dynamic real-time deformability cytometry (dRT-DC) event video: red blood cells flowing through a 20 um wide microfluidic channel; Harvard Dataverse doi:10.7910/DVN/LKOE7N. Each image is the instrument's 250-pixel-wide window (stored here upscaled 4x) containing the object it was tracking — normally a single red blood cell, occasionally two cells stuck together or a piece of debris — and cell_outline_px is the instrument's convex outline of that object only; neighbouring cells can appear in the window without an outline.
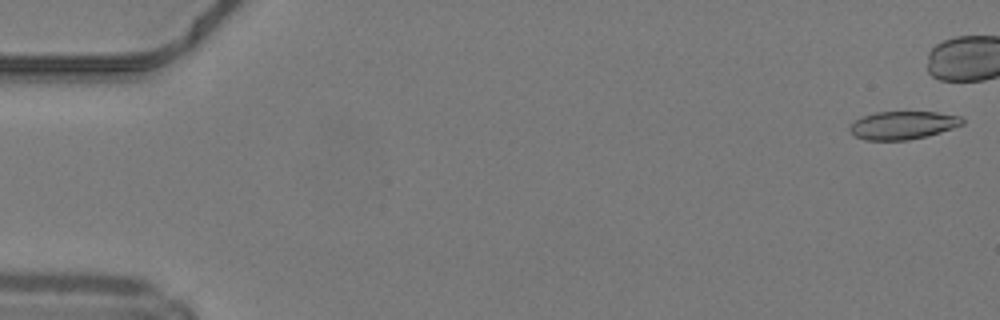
{"species": "common noctule bat (a hibernating species)", "species_latin": "Nyctalus noctula", "temperature_condition": "warm", "stored_images_in_passage": 39, "camera_frame_rate_fps": 3000, "um_per_image_px": 0.085, "animal": {"sex": "male", "body_mass_g": 19.2, "forearm_length_mm": 51.8}, "frame": {"image": 1, "passage_image": 1, "time_ms": 0.0, "image_size_px": [1000, 320], "cell_outline_px": [[964, 124], [940, 132], [908, 140], [864, 140], [856, 136], [848, 128], [848, 124], [864, 116], [876, 112], [936, 112], [960, 116], [964, 120]], "centroid_in_image_um": [76.73, 10.64], "position_along_channel_um": 8.3, "area_um2": 18.26}}
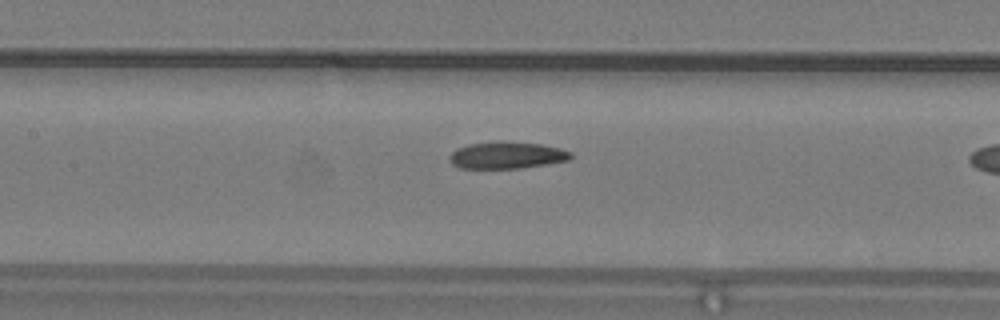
{"frame": {"image": 2, "passage_image": 23, "time_ms": 7.333, "image_size_px": [1000, 320], "cell_outline_px": [[572, 156], [568, 160], [548, 164], [520, 168], [460, 168], [452, 164], [452, 152], [456, 148], [468, 144], [500, 140], [504, 140], [540, 144], [560, 148], [572, 152]], "centroid_in_image_um": [43.11, 13.18], "position_along_channel_um": 164.3, "area_um2": 19.07}}